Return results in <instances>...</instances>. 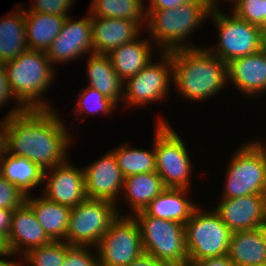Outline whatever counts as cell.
Segmentation results:
<instances>
[{
  "mask_svg": "<svg viewBox=\"0 0 266 266\" xmlns=\"http://www.w3.org/2000/svg\"><path fill=\"white\" fill-rule=\"evenodd\" d=\"M60 117L55 108L26 109L3 117L0 124L5 134V150L13 156L27 158L43 170L64 163L74 133L71 134Z\"/></svg>",
  "mask_w": 266,
  "mask_h": 266,
  "instance_id": "cell-1",
  "label": "cell"
},
{
  "mask_svg": "<svg viewBox=\"0 0 266 266\" xmlns=\"http://www.w3.org/2000/svg\"><path fill=\"white\" fill-rule=\"evenodd\" d=\"M172 76L177 96L190 101L208 100L228 84L227 63L204 46L171 51Z\"/></svg>",
  "mask_w": 266,
  "mask_h": 266,
  "instance_id": "cell-2",
  "label": "cell"
},
{
  "mask_svg": "<svg viewBox=\"0 0 266 266\" xmlns=\"http://www.w3.org/2000/svg\"><path fill=\"white\" fill-rule=\"evenodd\" d=\"M213 6V0H198L181 4L174 9L146 10V33L158 53L199 48L189 38L209 19Z\"/></svg>",
  "mask_w": 266,
  "mask_h": 266,
  "instance_id": "cell-3",
  "label": "cell"
},
{
  "mask_svg": "<svg viewBox=\"0 0 266 266\" xmlns=\"http://www.w3.org/2000/svg\"><path fill=\"white\" fill-rule=\"evenodd\" d=\"M52 65L45 52L31 49L4 64L10 90L25 110L54 109L44 95L54 81Z\"/></svg>",
  "mask_w": 266,
  "mask_h": 266,
  "instance_id": "cell-4",
  "label": "cell"
},
{
  "mask_svg": "<svg viewBox=\"0 0 266 266\" xmlns=\"http://www.w3.org/2000/svg\"><path fill=\"white\" fill-rule=\"evenodd\" d=\"M214 5L209 17L218 32V41L205 48L223 62L255 54L266 46V32L259 26L237 18L230 10L226 13Z\"/></svg>",
  "mask_w": 266,
  "mask_h": 266,
  "instance_id": "cell-5",
  "label": "cell"
},
{
  "mask_svg": "<svg viewBox=\"0 0 266 266\" xmlns=\"http://www.w3.org/2000/svg\"><path fill=\"white\" fill-rule=\"evenodd\" d=\"M234 153L226 167L221 198L266 194L265 142H243Z\"/></svg>",
  "mask_w": 266,
  "mask_h": 266,
  "instance_id": "cell-6",
  "label": "cell"
},
{
  "mask_svg": "<svg viewBox=\"0 0 266 266\" xmlns=\"http://www.w3.org/2000/svg\"><path fill=\"white\" fill-rule=\"evenodd\" d=\"M159 117L154 129L156 172L166 188L191 190L193 162L189 148L171 123ZM191 180V181H190Z\"/></svg>",
  "mask_w": 266,
  "mask_h": 266,
  "instance_id": "cell-7",
  "label": "cell"
},
{
  "mask_svg": "<svg viewBox=\"0 0 266 266\" xmlns=\"http://www.w3.org/2000/svg\"><path fill=\"white\" fill-rule=\"evenodd\" d=\"M132 217L140 228L144 254L169 266H188L184 224L145 215L141 211Z\"/></svg>",
  "mask_w": 266,
  "mask_h": 266,
  "instance_id": "cell-8",
  "label": "cell"
},
{
  "mask_svg": "<svg viewBox=\"0 0 266 266\" xmlns=\"http://www.w3.org/2000/svg\"><path fill=\"white\" fill-rule=\"evenodd\" d=\"M188 261L227 256L231 230L214 209L198 205L185 224Z\"/></svg>",
  "mask_w": 266,
  "mask_h": 266,
  "instance_id": "cell-9",
  "label": "cell"
},
{
  "mask_svg": "<svg viewBox=\"0 0 266 266\" xmlns=\"http://www.w3.org/2000/svg\"><path fill=\"white\" fill-rule=\"evenodd\" d=\"M116 206L111 201L86 198L71 209L64 242L70 246L95 248L119 217Z\"/></svg>",
  "mask_w": 266,
  "mask_h": 266,
  "instance_id": "cell-10",
  "label": "cell"
},
{
  "mask_svg": "<svg viewBox=\"0 0 266 266\" xmlns=\"http://www.w3.org/2000/svg\"><path fill=\"white\" fill-rule=\"evenodd\" d=\"M159 61L151 60L138 74L124 82V107L145 106L155 102H165L171 89L172 59L171 52H159Z\"/></svg>",
  "mask_w": 266,
  "mask_h": 266,
  "instance_id": "cell-11",
  "label": "cell"
},
{
  "mask_svg": "<svg viewBox=\"0 0 266 266\" xmlns=\"http://www.w3.org/2000/svg\"><path fill=\"white\" fill-rule=\"evenodd\" d=\"M95 249L100 266H129L144 254L138 223L132 216H119Z\"/></svg>",
  "mask_w": 266,
  "mask_h": 266,
  "instance_id": "cell-12",
  "label": "cell"
},
{
  "mask_svg": "<svg viewBox=\"0 0 266 266\" xmlns=\"http://www.w3.org/2000/svg\"><path fill=\"white\" fill-rule=\"evenodd\" d=\"M92 53V24L88 12L79 20L70 15L66 16L60 33L46 52L53 66L58 63L66 65Z\"/></svg>",
  "mask_w": 266,
  "mask_h": 266,
  "instance_id": "cell-13",
  "label": "cell"
},
{
  "mask_svg": "<svg viewBox=\"0 0 266 266\" xmlns=\"http://www.w3.org/2000/svg\"><path fill=\"white\" fill-rule=\"evenodd\" d=\"M87 198L115 203L119 216H123L119 201L123 190L124 176L111 150L101 158L83 167Z\"/></svg>",
  "mask_w": 266,
  "mask_h": 266,
  "instance_id": "cell-14",
  "label": "cell"
},
{
  "mask_svg": "<svg viewBox=\"0 0 266 266\" xmlns=\"http://www.w3.org/2000/svg\"><path fill=\"white\" fill-rule=\"evenodd\" d=\"M43 183L42 195L58 204L73 208L87 198L83 167L74 166L70 159L44 170Z\"/></svg>",
  "mask_w": 266,
  "mask_h": 266,
  "instance_id": "cell-15",
  "label": "cell"
},
{
  "mask_svg": "<svg viewBox=\"0 0 266 266\" xmlns=\"http://www.w3.org/2000/svg\"><path fill=\"white\" fill-rule=\"evenodd\" d=\"M213 209L231 232L259 228L266 219V194L221 198Z\"/></svg>",
  "mask_w": 266,
  "mask_h": 266,
  "instance_id": "cell-16",
  "label": "cell"
},
{
  "mask_svg": "<svg viewBox=\"0 0 266 266\" xmlns=\"http://www.w3.org/2000/svg\"><path fill=\"white\" fill-rule=\"evenodd\" d=\"M51 240L37 221L33 210L24 203L14 210L5 249L15 259H19L32 248L47 245ZM19 256V257H18Z\"/></svg>",
  "mask_w": 266,
  "mask_h": 266,
  "instance_id": "cell-17",
  "label": "cell"
},
{
  "mask_svg": "<svg viewBox=\"0 0 266 266\" xmlns=\"http://www.w3.org/2000/svg\"><path fill=\"white\" fill-rule=\"evenodd\" d=\"M227 73L228 85L231 82L246 98L265 94L266 46L255 54L231 60L227 63Z\"/></svg>",
  "mask_w": 266,
  "mask_h": 266,
  "instance_id": "cell-18",
  "label": "cell"
},
{
  "mask_svg": "<svg viewBox=\"0 0 266 266\" xmlns=\"http://www.w3.org/2000/svg\"><path fill=\"white\" fill-rule=\"evenodd\" d=\"M93 53L108 55L138 38L144 29L129 20L91 16ZM142 29V30H141Z\"/></svg>",
  "mask_w": 266,
  "mask_h": 266,
  "instance_id": "cell-19",
  "label": "cell"
},
{
  "mask_svg": "<svg viewBox=\"0 0 266 266\" xmlns=\"http://www.w3.org/2000/svg\"><path fill=\"white\" fill-rule=\"evenodd\" d=\"M190 189L166 188L141 211L145 215L186 224L198 206L188 198ZM197 204V205H196Z\"/></svg>",
  "mask_w": 266,
  "mask_h": 266,
  "instance_id": "cell-20",
  "label": "cell"
},
{
  "mask_svg": "<svg viewBox=\"0 0 266 266\" xmlns=\"http://www.w3.org/2000/svg\"><path fill=\"white\" fill-rule=\"evenodd\" d=\"M140 36L130 43L123 44L108 54L113 69L120 79H127L138 74L152 59L155 45L150 39Z\"/></svg>",
  "mask_w": 266,
  "mask_h": 266,
  "instance_id": "cell-21",
  "label": "cell"
},
{
  "mask_svg": "<svg viewBox=\"0 0 266 266\" xmlns=\"http://www.w3.org/2000/svg\"><path fill=\"white\" fill-rule=\"evenodd\" d=\"M35 196L28 195L25 203L33 210L51 241H64L72 208L50 201L43 195Z\"/></svg>",
  "mask_w": 266,
  "mask_h": 266,
  "instance_id": "cell-22",
  "label": "cell"
},
{
  "mask_svg": "<svg viewBox=\"0 0 266 266\" xmlns=\"http://www.w3.org/2000/svg\"><path fill=\"white\" fill-rule=\"evenodd\" d=\"M88 87L113 100L118 106L123 100L124 82L113 69L108 55L89 54L86 62Z\"/></svg>",
  "mask_w": 266,
  "mask_h": 266,
  "instance_id": "cell-23",
  "label": "cell"
},
{
  "mask_svg": "<svg viewBox=\"0 0 266 266\" xmlns=\"http://www.w3.org/2000/svg\"><path fill=\"white\" fill-rule=\"evenodd\" d=\"M166 189L162 178L156 171L149 173L136 174L126 177L123 184V190L120 197L128 203L130 212L123 216H132L143 209L158 195ZM133 211V212H132Z\"/></svg>",
  "mask_w": 266,
  "mask_h": 266,
  "instance_id": "cell-24",
  "label": "cell"
},
{
  "mask_svg": "<svg viewBox=\"0 0 266 266\" xmlns=\"http://www.w3.org/2000/svg\"><path fill=\"white\" fill-rule=\"evenodd\" d=\"M0 19V63L5 64L27 48V34L23 5H16Z\"/></svg>",
  "mask_w": 266,
  "mask_h": 266,
  "instance_id": "cell-25",
  "label": "cell"
},
{
  "mask_svg": "<svg viewBox=\"0 0 266 266\" xmlns=\"http://www.w3.org/2000/svg\"><path fill=\"white\" fill-rule=\"evenodd\" d=\"M227 257L234 266H266V246L260 229L233 232Z\"/></svg>",
  "mask_w": 266,
  "mask_h": 266,
  "instance_id": "cell-26",
  "label": "cell"
},
{
  "mask_svg": "<svg viewBox=\"0 0 266 266\" xmlns=\"http://www.w3.org/2000/svg\"><path fill=\"white\" fill-rule=\"evenodd\" d=\"M27 34V48L47 52L58 36L66 16L30 12L23 6Z\"/></svg>",
  "mask_w": 266,
  "mask_h": 266,
  "instance_id": "cell-27",
  "label": "cell"
},
{
  "mask_svg": "<svg viewBox=\"0 0 266 266\" xmlns=\"http://www.w3.org/2000/svg\"><path fill=\"white\" fill-rule=\"evenodd\" d=\"M0 174L27 196L33 188L44 184V170L25 157L13 156L6 150L0 162Z\"/></svg>",
  "mask_w": 266,
  "mask_h": 266,
  "instance_id": "cell-28",
  "label": "cell"
},
{
  "mask_svg": "<svg viewBox=\"0 0 266 266\" xmlns=\"http://www.w3.org/2000/svg\"><path fill=\"white\" fill-rule=\"evenodd\" d=\"M88 13L91 16L119 18L146 27V3L144 0H92Z\"/></svg>",
  "mask_w": 266,
  "mask_h": 266,
  "instance_id": "cell-29",
  "label": "cell"
},
{
  "mask_svg": "<svg viewBox=\"0 0 266 266\" xmlns=\"http://www.w3.org/2000/svg\"><path fill=\"white\" fill-rule=\"evenodd\" d=\"M110 150L113 152L124 178L156 171L154 142L151 150L134 148L129 143H123Z\"/></svg>",
  "mask_w": 266,
  "mask_h": 266,
  "instance_id": "cell-30",
  "label": "cell"
},
{
  "mask_svg": "<svg viewBox=\"0 0 266 266\" xmlns=\"http://www.w3.org/2000/svg\"><path fill=\"white\" fill-rule=\"evenodd\" d=\"M69 246L64 241H51L30 249L17 260H20L19 266H62Z\"/></svg>",
  "mask_w": 266,
  "mask_h": 266,
  "instance_id": "cell-31",
  "label": "cell"
},
{
  "mask_svg": "<svg viewBox=\"0 0 266 266\" xmlns=\"http://www.w3.org/2000/svg\"><path fill=\"white\" fill-rule=\"evenodd\" d=\"M81 89L82 91L77 95V104L73 110V112L75 111L77 119L81 116L83 117L82 119L85 120L86 115L95 116L98 113L104 116H108L107 114L112 115L117 107L119 108L113 100L101 94L96 89L88 86Z\"/></svg>",
  "mask_w": 266,
  "mask_h": 266,
  "instance_id": "cell-32",
  "label": "cell"
},
{
  "mask_svg": "<svg viewBox=\"0 0 266 266\" xmlns=\"http://www.w3.org/2000/svg\"><path fill=\"white\" fill-rule=\"evenodd\" d=\"M232 13L264 30V0H232Z\"/></svg>",
  "mask_w": 266,
  "mask_h": 266,
  "instance_id": "cell-33",
  "label": "cell"
},
{
  "mask_svg": "<svg viewBox=\"0 0 266 266\" xmlns=\"http://www.w3.org/2000/svg\"><path fill=\"white\" fill-rule=\"evenodd\" d=\"M62 266H100V263L94 247L69 246Z\"/></svg>",
  "mask_w": 266,
  "mask_h": 266,
  "instance_id": "cell-34",
  "label": "cell"
},
{
  "mask_svg": "<svg viewBox=\"0 0 266 266\" xmlns=\"http://www.w3.org/2000/svg\"><path fill=\"white\" fill-rule=\"evenodd\" d=\"M26 197V194L0 174V208L15 210L25 203Z\"/></svg>",
  "mask_w": 266,
  "mask_h": 266,
  "instance_id": "cell-35",
  "label": "cell"
},
{
  "mask_svg": "<svg viewBox=\"0 0 266 266\" xmlns=\"http://www.w3.org/2000/svg\"><path fill=\"white\" fill-rule=\"evenodd\" d=\"M34 1V2H33ZM32 6L27 10L30 12H39L44 14H53L60 16H69L70 9L75 0H33ZM69 13V14H68Z\"/></svg>",
  "mask_w": 266,
  "mask_h": 266,
  "instance_id": "cell-36",
  "label": "cell"
},
{
  "mask_svg": "<svg viewBox=\"0 0 266 266\" xmlns=\"http://www.w3.org/2000/svg\"><path fill=\"white\" fill-rule=\"evenodd\" d=\"M12 100L16 102L17 105L11 107L13 109H11L9 113H6V116L17 115L25 109L14 98L9 87L5 66L0 63V110L3 109L2 107H5V105H8V101L13 103Z\"/></svg>",
  "mask_w": 266,
  "mask_h": 266,
  "instance_id": "cell-37",
  "label": "cell"
},
{
  "mask_svg": "<svg viewBox=\"0 0 266 266\" xmlns=\"http://www.w3.org/2000/svg\"><path fill=\"white\" fill-rule=\"evenodd\" d=\"M198 0H148V8L146 10H164V9H174L181 4H186L189 2H196Z\"/></svg>",
  "mask_w": 266,
  "mask_h": 266,
  "instance_id": "cell-38",
  "label": "cell"
},
{
  "mask_svg": "<svg viewBox=\"0 0 266 266\" xmlns=\"http://www.w3.org/2000/svg\"><path fill=\"white\" fill-rule=\"evenodd\" d=\"M14 210L0 208V239L5 243L7 241Z\"/></svg>",
  "mask_w": 266,
  "mask_h": 266,
  "instance_id": "cell-39",
  "label": "cell"
},
{
  "mask_svg": "<svg viewBox=\"0 0 266 266\" xmlns=\"http://www.w3.org/2000/svg\"><path fill=\"white\" fill-rule=\"evenodd\" d=\"M188 266H234V263L227 256H221L188 261Z\"/></svg>",
  "mask_w": 266,
  "mask_h": 266,
  "instance_id": "cell-40",
  "label": "cell"
},
{
  "mask_svg": "<svg viewBox=\"0 0 266 266\" xmlns=\"http://www.w3.org/2000/svg\"><path fill=\"white\" fill-rule=\"evenodd\" d=\"M129 266H169L167 263L157 260L155 257L143 254Z\"/></svg>",
  "mask_w": 266,
  "mask_h": 266,
  "instance_id": "cell-41",
  "label": "cell"
},
{
  "mask_svg": "<svg viewBox=\"0 0 266 266\" xmlns=\"http://www.w3.org/2000/svg\"><path fill=\"white\" fill-rule=\"evenodd\" d=\"M1 257L3 259H1ZM11 257L12 256H11V254L9 252H7V251H0V266H9L15 260L13 258L11 259Z\"/></svg>",
  "mask_w": 266,
  "mask_h": 266,
  "instance_id": "cell-42",
  "label": "cell"
},
{
  "mask_svg": "<svg viewBox=\"0 0 266 266\" xmlns=\"http://www.w3.org/2000/svg\"><path fill=\"white\" fill-rule=\"evenodd\" d=\"M5 151V134L0 124V162Z\"/></svg>",
  "mask_w": 266,
  "mask_h": 266,
  "instance_id": "cell-43",
  "label": "cell"
},
{
  "mask_svg": "<svg viewBox=\"0 0 266 266\" xmlns=\"http://www.w3.org/2000/svg\"><path fill=\"white\" fill-rule=\"evenodd\" d=\"M259 229L266 246V219L260 224Z\"/></svg>",
  "mask_w": 266,
  "mask_h": 266,
  "instance_id": "cell-44",
  "label": "cell"
},
{
  "mask_svg": "<svg viewBox=\"0 0 266 266\" xmlns=\"http://www.w3.org/2000/svg\"><path fill=\"white\" fill-rule=\"evenodd\" d=\"M264 31L266 32V0H264Z\"/></svg>",
  "mask_w": 266,
  "mask_h": 266,
  "instance_id": "cell-45",
  "label": "cell"
},
{
  "mask_svg": "<svg viewBox=\"0 0 266 266\" xmlns=\"http://www.w3.org/2000/svg\"><path fill=\"white\" fill-rule=\"evenodd\" d=\"M225 1L231 2L232 0H225ZM219 2H221V1L220 0H213L214 5H216V6H220L221 3H219Z\"/></svg>",
  "mask_w": 266,
  "mask_h": 266,
  "instance_id": "cell-46",
  "label": "cell"
},
{
  "mask_svg": "<svg viewBox=\"0 0 266 266\" xmlns=\"http://www.w3.org/2000/svg\"><path fill=\"white\" fill-rule=\"evenodd\" d=\"M0 251H6L4 242L0 239Z\"/></svg>",
  "mask_w": 266,
  "mask_h": 266,
  "instance_id": "cell-47",
  "label": "cell"
},
{
  "mask_svg": "<svg viewBox=\"0 0 266 266\" xmlns=\"http://www.w3.org/2000/svg\"><path fill=\"white\" fill-rule=\"evenodd\" d=\"M9 266H19V260L15 259Z\"/></svg>",
  "mask_w": 266,
  "mask_h": 266,
  "instance_id": "cell-48",
  "label": "cell"
}]
</instances>
